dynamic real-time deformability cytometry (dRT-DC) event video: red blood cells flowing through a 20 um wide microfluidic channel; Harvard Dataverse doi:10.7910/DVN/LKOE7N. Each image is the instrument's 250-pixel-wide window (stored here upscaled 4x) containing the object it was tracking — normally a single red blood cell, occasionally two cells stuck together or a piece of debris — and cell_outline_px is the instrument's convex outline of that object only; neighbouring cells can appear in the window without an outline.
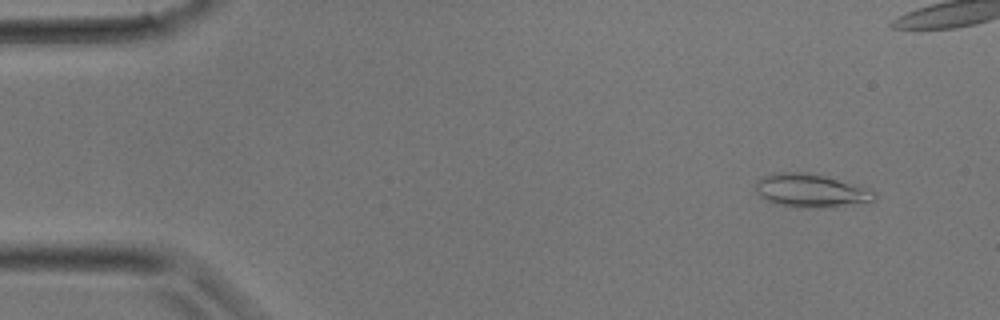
{"species": "common noctule bat (a hibernating species)", "species_latin": "Nyctalus noctula", "temperature_condition": "room temperature", "stored_images_in_passage": 33, "camera_frame_rate_fps": 3000, "um_per_image_px": 0.085, "animal": {"sex": "male", "body_mass_g": 17.9}, "frame": {"image": 1, "passage_image": 1, "time_ms": 0.0, "image_size_px": [1000, 320], "cell_outline_px": [[876, 200], [832, 208], [792, 208], [772, 204], [760, 196], [756, 192], [756, 180], [772, 172], [804, 172], [824, 176], [876, 192]], "centroid_in_image_um": [68.84, 16.24], "position_along_channel_um": 16.2, "area_um2": 23.29}}
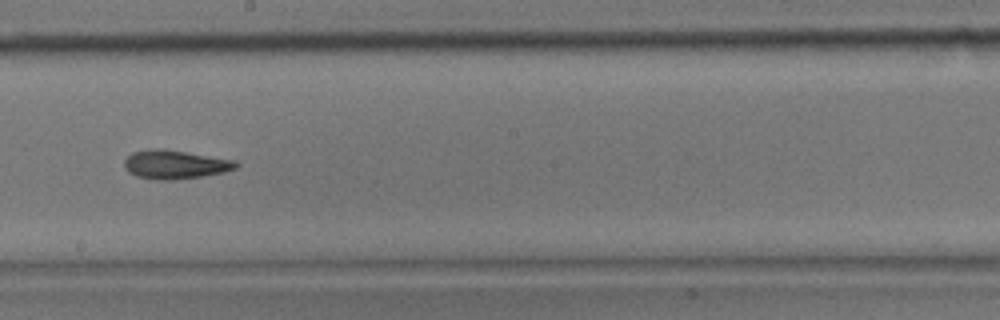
{"frame": {"image": 2, "passage_image": 17, "time_ms": 5.333, "image_size_px": [1000, 320], "cell_outline_px": [[240, 164], [236, 168], [224, 172], [200, 176], [172, 180], [156, 180], [136, 176], [128, 172], [124, 168], [124, 160], [132, 152], [148, 148], [164, 148], [236, 160]], "centroid_in_image_um": [14.86, 13.96], "position_along_channel_um": 233.3, "area_um2": 18.96}}
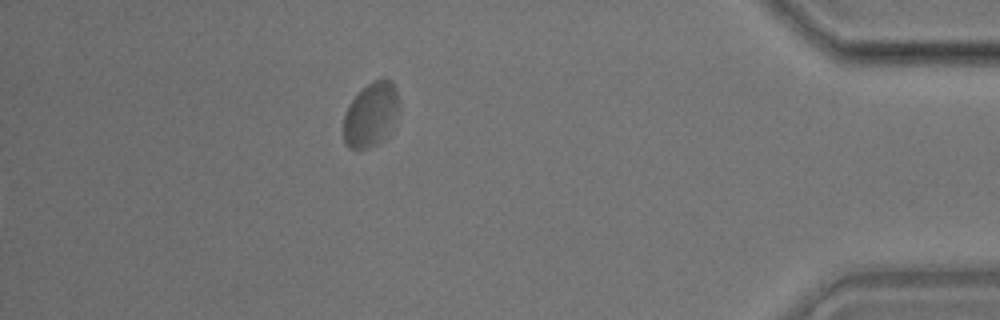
{"frame": {"image": 3, "passage_image": 33, "time_ms": 10.667, "image_size_px": [1000, 320], "cell_outline_px": [[396, 112], [384, 140], [380, 144], [368, 148], [348, 148], [344, 144], [344, 116], [352, 100], [372, 80], [392, 80], [396, 88]], "centroid_in_image_um": [31.48, 9.78], "position_along_channel_um": 403.7, "area_um2": 20.06}}